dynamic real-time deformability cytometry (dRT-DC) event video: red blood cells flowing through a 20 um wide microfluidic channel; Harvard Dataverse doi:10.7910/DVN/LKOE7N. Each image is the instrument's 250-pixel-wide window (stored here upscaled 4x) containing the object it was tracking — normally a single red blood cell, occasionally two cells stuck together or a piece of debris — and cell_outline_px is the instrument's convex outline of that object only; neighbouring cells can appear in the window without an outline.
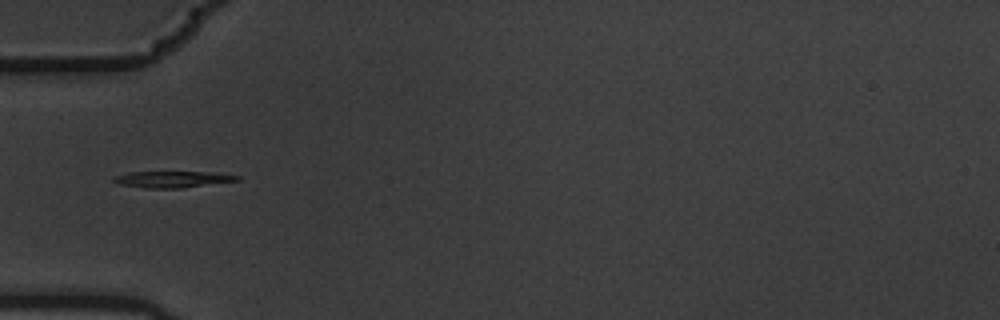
{"species": "common noctule bat (a hibernating species)", "species_latin": "Nyctalus noctula", "temperature_condition": "warm", "stored_images_in_passage": 10, "camera_frame_rate_fps": 3000, "um_per_image_px": 0.085, "animal": {"sex": "male", "body_mass_g": 19.5, "forearm_length_mm": 54.6}, "frame": {"image": 1, "passage_image": 4, "time_ms": 1.0, "image_size_px": [1000, 320], "cell_outline_px": [[240, 180], [180, 188], [144, 188], [120, 184], [112, 180], [112, 176], [128, 172], [216, 172], [240, 176]], "centroid_in_image_um": [14.64, 15.23], "position_along_channel_um": 70.4, "area_um2": 11.79}}
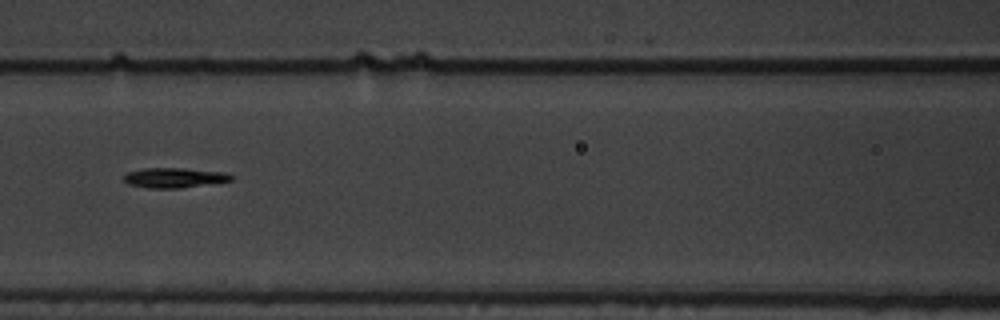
{"frame": {"image": 2, "passage_image": 6, "time_ms": 1.667, "image_size_px": [1000, 320], "cell_outline_px": [[232, 180], [180, 188], [148, 188], [128, 184], [124, 180], [124, 176], [128, 172], [144, 168], [184, 168], [224, 172], [232, 176]], "centroid_in_image_um": [14.78, 15.1], "position_along_channel_um": 151.8, "area_um2": 12.31}}
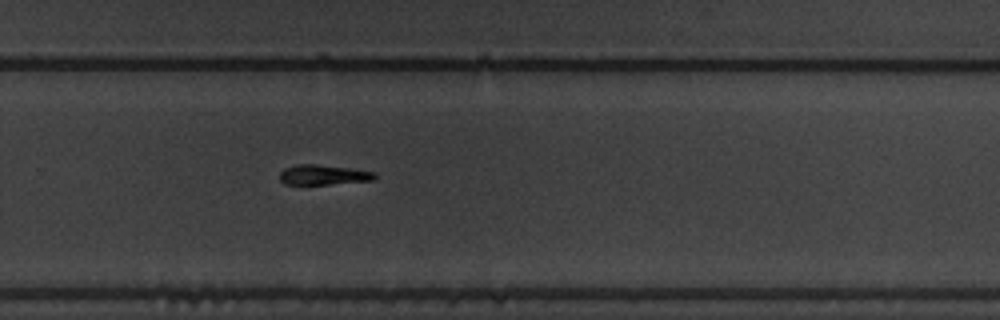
{"frame": {"image": 3, "passage_image": 10, "time_ms": 3.0, "image_size_px": [1000, 320], "cell_outline_px": [[376, 176], [372, 180], [328, 184], [284, 184], [280, 180], [280, 172], [284, 168], [296, 164], [316, 164], [348, 168], [376, 172]], "centroid_in_image_um": [27.44, 14.85], "position_along_channel_um": 302.4, "area_um2": 10.98}}